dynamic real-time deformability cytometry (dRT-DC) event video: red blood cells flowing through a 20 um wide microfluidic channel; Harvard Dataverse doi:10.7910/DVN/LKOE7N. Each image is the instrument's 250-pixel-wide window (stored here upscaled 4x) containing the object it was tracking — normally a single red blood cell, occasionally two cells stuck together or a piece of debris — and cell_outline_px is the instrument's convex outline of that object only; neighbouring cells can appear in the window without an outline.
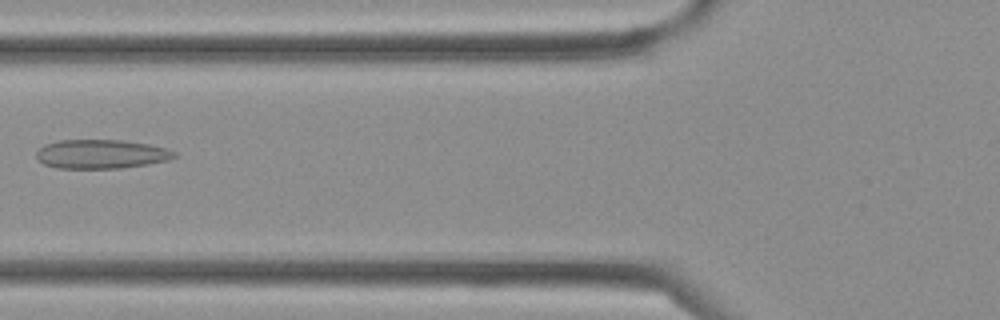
{"species": "Egyptian fruit bat (a non-hibernating species)", "species_latin": "Rousettus aegyptiacus", "temperature_condition": "cold", "stored_images_in_passage": 35, "camera_frame_rate_fps": 3000, "um_per_image_px": 0.085, "frame": {"image": 1, "passage_image": 13, "time_ms": 4.0, "image_size_px": [1000, 320], "cell_outline_px": [[176, 156], [168, 160], [148, 164], [120, 168], [56, 168], [44, 164], [36, 156], [36, 152], [44, 144], [60, 140], [120, 140], [148, 144], [164, 148], [176, 152]], "centroid_in_image_um": [8.58, 13.1], "position_along_channel_um": 117.2, "area_um2": 23.18}}
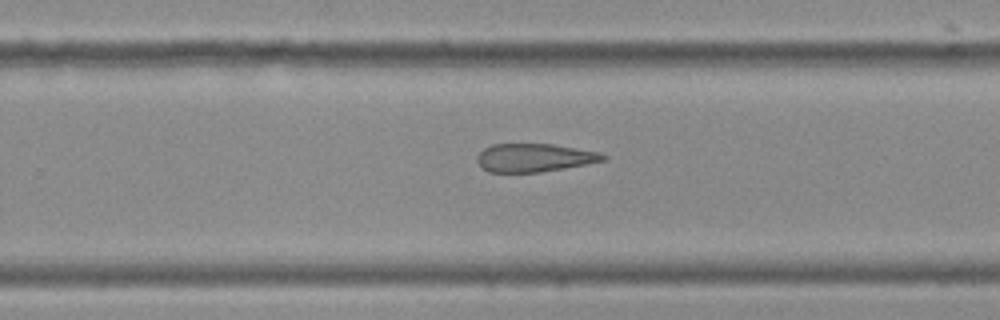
{"frame": {"image": 2, "passage_image": 22, "time_ms": 7.0, "image_size_px": [1000, 320], "cell_outline_px": [[608, 160], [588, 164], [540, 172], [488, 172], [476, 160], [476, 156], [484, 148], [492, 144], [552, 144], [600, 152], [608, 156]], "centroid_in_image_um": [45.46, 13.4], "position_along_channel_um": 284.3, "area_um2": 20.81}}
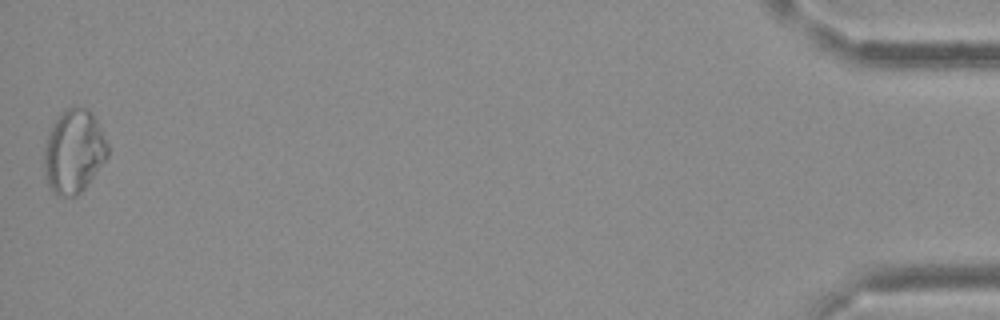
{"frame": {"image": 3, "passage_image": 35, "time_ms": 11.333, "image_size_px": [1000, 320], "cell_outline_px": [[108, 156], [84, 188], [76, 196], [60, 196], [52, 192], [44, 176], [44, 148], [48, 136], [56, 120], [64, 108], [84, 108], [96, 120], [108, 144]], "centroid_in_image_um": [6.25, 12.92], "position_along_channel_um": 428.9, "area_um2": 30.4}}